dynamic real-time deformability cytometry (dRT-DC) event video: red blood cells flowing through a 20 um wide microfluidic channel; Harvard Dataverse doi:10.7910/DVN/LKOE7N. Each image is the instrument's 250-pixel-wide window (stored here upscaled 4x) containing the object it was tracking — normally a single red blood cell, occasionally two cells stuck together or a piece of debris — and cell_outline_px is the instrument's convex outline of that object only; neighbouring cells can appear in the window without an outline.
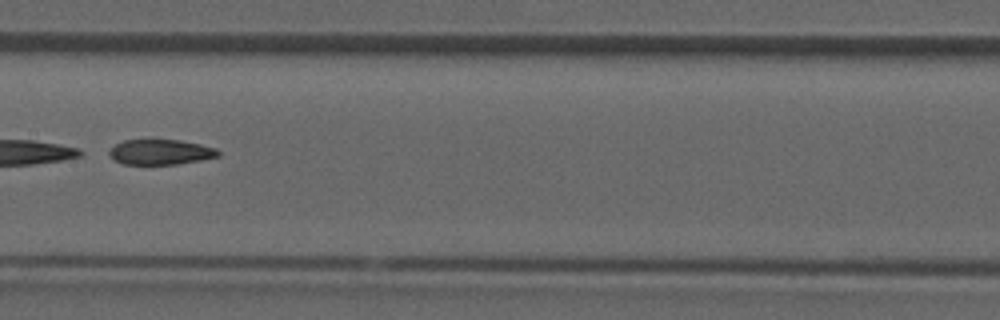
{"species": "common noctule bat (a hibernating species)", "species_latin": "Nyctalus noctula", "temperature_condition": "room temperature", "stored_images_in_passage": 29, "camera_frame_rate_fps": 3000, "um_per_image_px": 0.085, "animal": {"sex": "male", "forearm_length_mm": 52.5}, "frame": {"image": 1, "passage_image": 9, "time_ms": 2.667, "image_size_px": [1000, 320], "cell_outline_px": [[220, 156], [200, 160], [176, 164], [124, 164], [112, 160], [108, 152], [116, 144], [124, 140], [148, 136], [180, 140], [200, 144], [216, 148], [220, 152]], "centroid_in_image_um": [13.6, 12.87], "position_along_channel_um": 193.8, "area_um2": 16.76}}